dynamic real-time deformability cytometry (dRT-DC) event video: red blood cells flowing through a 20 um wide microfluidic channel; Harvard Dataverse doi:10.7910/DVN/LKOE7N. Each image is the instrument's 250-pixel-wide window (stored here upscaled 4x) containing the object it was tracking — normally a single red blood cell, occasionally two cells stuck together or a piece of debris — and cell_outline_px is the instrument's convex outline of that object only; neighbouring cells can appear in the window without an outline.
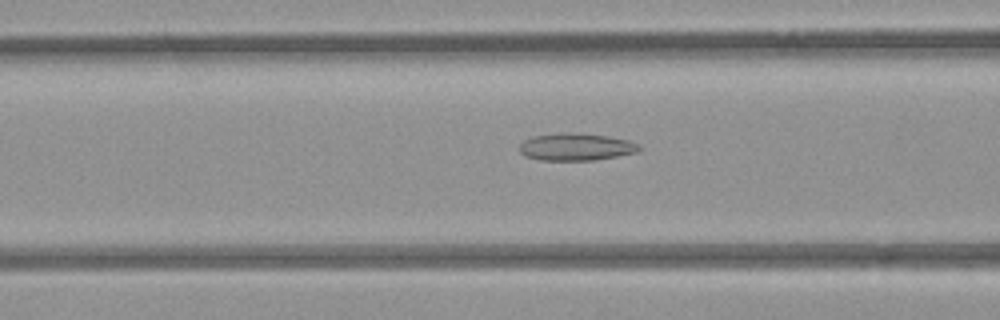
{"species": "common noctule bat (a hibernating species)", "species_latin": "Nyctalus noctula", "temperature_condition": "room temperature", "stored_images_in_passage": 12, "camera_frame_rate_fps": 3000, "um_per_image_px": 0.085, "animal": {"sex": "female", "body_mass_g": 21.9}, "frame": {"image": 1, "passage_image": 9, "time_ms": 2.667, "image_size_px": [1000, 320], "cell_outline_px": [[640, 148], [636, 152], [616, 156], [592, 160], [540, 160], [524, 156], [520, 152], [520, 144], [524, 140], [536, 136], [564, 132], [580, 132], [608, 136], [628, 140], [640, 144]], "centroid_in_image_um": [48.96, 12.47], "position_along_channel_um": 117.6, "area_um2": 19.02}}